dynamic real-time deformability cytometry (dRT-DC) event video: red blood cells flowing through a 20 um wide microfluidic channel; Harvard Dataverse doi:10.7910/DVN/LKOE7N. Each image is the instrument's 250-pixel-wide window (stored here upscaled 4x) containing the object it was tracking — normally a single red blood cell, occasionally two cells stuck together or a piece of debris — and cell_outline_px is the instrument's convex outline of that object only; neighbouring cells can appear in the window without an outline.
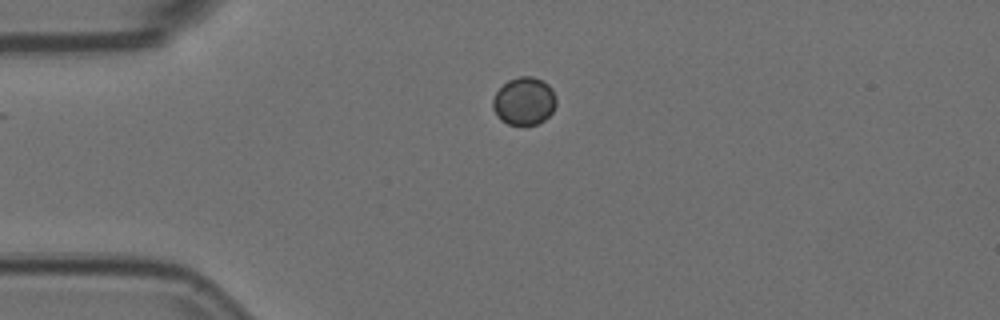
{"species": "Egyptian fruit bat (a non-hibernating species)", "species_latin": "Rousettus aegyptiacus", "temperature_condition": "room temperature", "stored_images_in_passage": 44, "camera_frame_rate_fps": 3000, "um_per_image_px": 0.085, "animal": {"sex": "female"}, "frame": {"image": 1, "passage_image": 1, "time_ms": 0.0, "image_size_px": [1000, 320], "cell_outline_px": [[556, 104], [552, 112], [544, 120], [536, 124], [508, 124], [500, 120], [496, 116], [492, 108], [492, 100], [496, 92], [508, 80], [520, 76], [532, 76], [548, 84], [552, 88], [556, 96]], "centroid_in_image_um": [44.54, 8.59], "position_along_channel_um": 40.5, "area_um2": 17.69}}
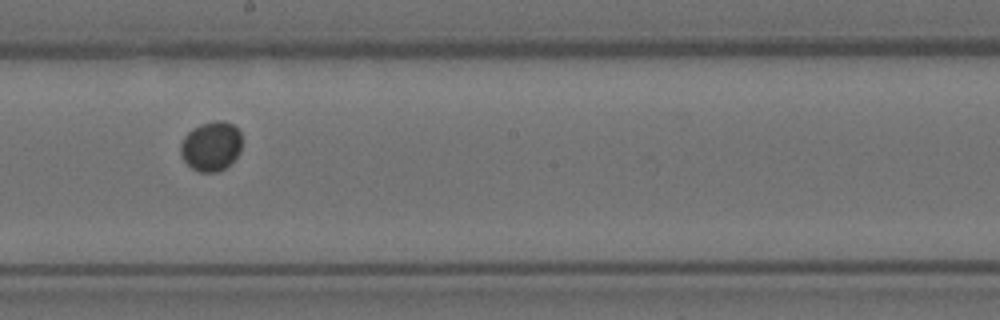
{"frame": {"image": 2, "passage_image": 19, "time_ms": 6.0, "image_size_px": [1000, 320], "cell_outline_px": [[240, 152], [224, 168], [216, 172], [200, 172], [192, 168], [184, 160], [180, 152], [180, 144], [184, 136], [192, 128], [200, 124], [216, 120], [224, 120], [232, 124], [240, 132]], "centroid_in_image_um": [17.92, 12.4], "position_along_channel_um": 230.3, "area_um2": 17.57}}
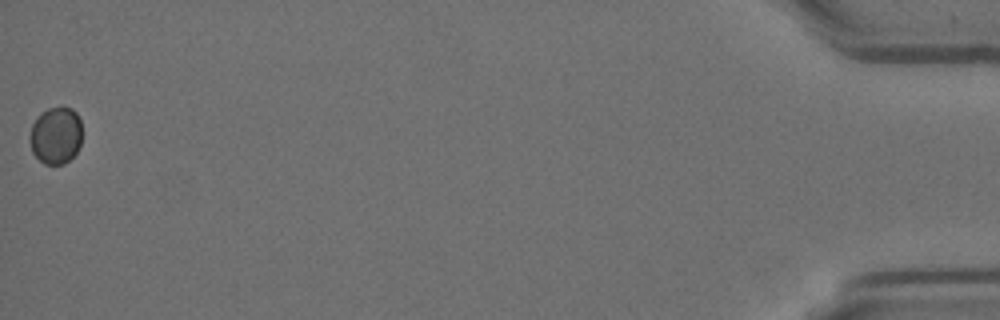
{"frame": {"image": 3, "passage_image": 44, "time_ms": 14.333, "image_size_px": [1000, 320], "cell_outline_px": [[80, 144], [76, 152], [64, 164], [44, 164], [32, 152], [28, 140], [32, 124], [36, 116], [40, 112], [48, 108], [72, 108], [76, 112], [80, 120]], "centroid_in_image_um": [4.7, 11.51], "position_along_channel_um": 430.5, "area_um2": 17.4}}